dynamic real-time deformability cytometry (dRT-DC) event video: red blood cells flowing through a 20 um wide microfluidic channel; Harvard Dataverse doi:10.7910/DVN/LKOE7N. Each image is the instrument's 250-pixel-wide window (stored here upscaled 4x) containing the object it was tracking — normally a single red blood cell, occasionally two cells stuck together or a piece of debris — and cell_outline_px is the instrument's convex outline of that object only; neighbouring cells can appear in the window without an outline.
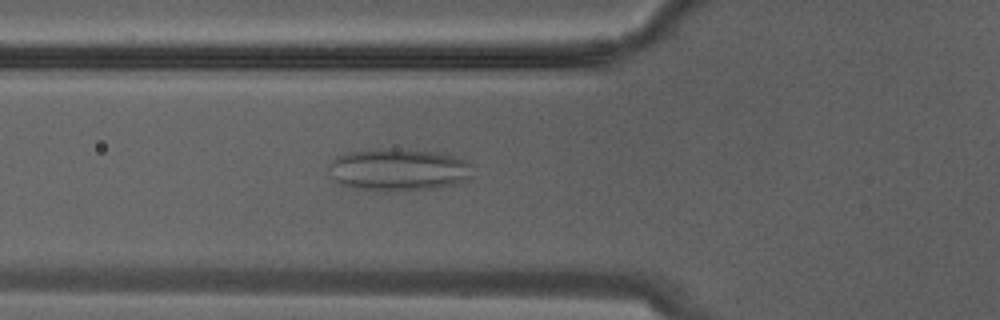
{"species": "Egyptian fruit bat (a non-hibernating species)", "species_latin": "Rousettus aegyptiacus", "temperature_condition": "warm", "stored_images_in_passage": 4, "camera_frame_rate_fps": 3000, "um_per_image_px": 0.085, "animal": {"sex": "male"}, "frame": {"image": 1, "passage_image": 2, "time_ms": 0.333, "image_size_px": [1000, 320], "cell_outline_px": [[472, 176], [468, 180], [460, 184], [436, 188], [388, 192], [380, 192], [348, 188], [332, 180], [328, 168], [328, 164], [336, 156], [352, 152], [380, 148], [436, 152], [452, 156], [464, 160], [472, 164]], "centroid_in_image_um": [33.84, 14.47], "position_along_channel_um": 92.0, "area_um2": 36.18}}